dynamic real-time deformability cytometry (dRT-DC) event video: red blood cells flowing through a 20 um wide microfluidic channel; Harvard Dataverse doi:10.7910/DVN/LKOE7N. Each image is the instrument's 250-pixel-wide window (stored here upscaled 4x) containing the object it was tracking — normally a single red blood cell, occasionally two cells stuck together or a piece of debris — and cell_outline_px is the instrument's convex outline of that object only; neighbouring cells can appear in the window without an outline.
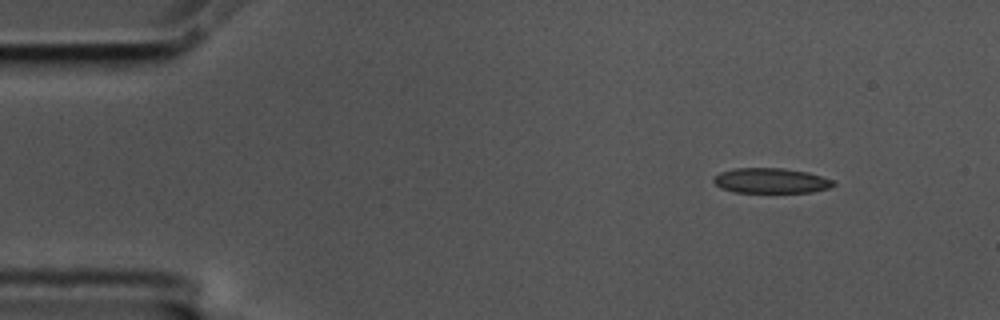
{"species": "common noctule bat (a hibernating species)", "species_latin": "Nyctalus noctula", "temperature_condition": "cold", "stored_images_in_passage": 5, "camera_frame_rate_fps": 3000, "um_per_image_px": 0.085, "animal": {"sex": "male", "body_mass_g": 17.5, "forearm_length_mm": 52.3}, "frame": {"image": 1, "passage_image": 1, "time_ms": 0.0, "image_size_px": [1000, 320], "cell_outline_px": [[836, 184], [828, 188], [812, 192], [736, 192], [724, 188], [716, 184], [712, 180], [712, 176], [720, 172], [736, 168], [784, 168], [808, 172], [832, 180]], "centroid_in_image_um": [65.52, 15.35], "position_along_channel_um": 19.5, "area_um2": 17.4}}
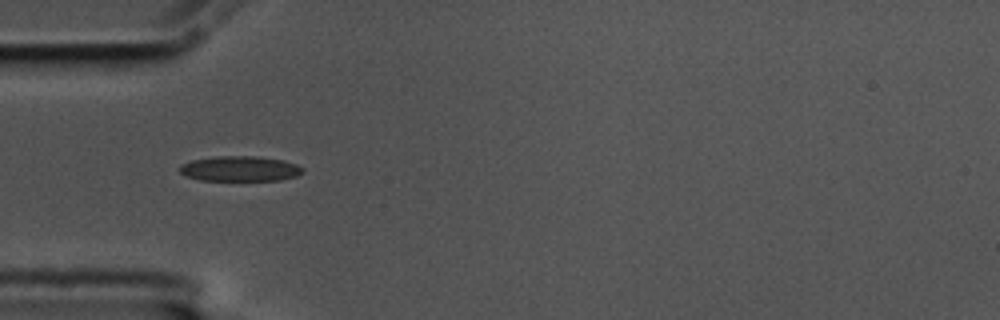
{"frame": {"image": 2, "passage_image": 4, "time_ms": 1.0, "image_size_px": [1000, 320], "cell_outline_px": [[304, 172], [296, 176], [280, 180], [200, 180], [184, 176], [180, 172], [180, 164], [192, 160], [216, 156], [256, 156], [284, 160], [296, 164], [304, 168]], "centroid_in_image_um": [20.4, 14.33], "position_along_channel_um": 64.6, "area_um2": 18.15}}